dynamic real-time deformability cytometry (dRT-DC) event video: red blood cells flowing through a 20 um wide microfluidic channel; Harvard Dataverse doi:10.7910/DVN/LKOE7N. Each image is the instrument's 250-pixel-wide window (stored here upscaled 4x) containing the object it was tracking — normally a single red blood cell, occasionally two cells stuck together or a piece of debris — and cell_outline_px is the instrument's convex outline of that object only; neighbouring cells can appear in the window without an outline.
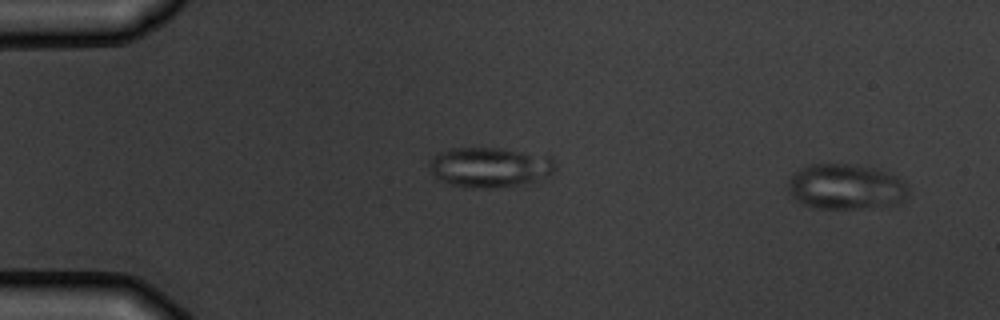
{"species": "common noctule bat (a hibernating species)", "species_latin": "Nyctalus noctula", "temperature_condition": "warm", "stored_images_in_passage": 4, "segment_of_instrument_passage": [2, 2], "camera_frame_rate_fps": 3000, "um_per_image_px": 0.085, "animal": {"sex": "male", "body_mass_g": 19.5, "forearm_length_mm": 54.6}, "frame": {"image": 1, "passage_image": 4, "time_ms": 3.667, "image_size_px": [1000, 320], "cell_outline_px": [[908, 196], [900, 204], [872, 208], [812, 208], [800, 204], [792, 196], [788, 188], [788, 180], [792, 172], [800, 168], [812, 164], [856, 164], [880, 168], [896, 176], [908, 188]], "centroid_in_image_um": [71.9, 15.87], "position_along_channel_um": 13.1, "area_um2": 32.48}}